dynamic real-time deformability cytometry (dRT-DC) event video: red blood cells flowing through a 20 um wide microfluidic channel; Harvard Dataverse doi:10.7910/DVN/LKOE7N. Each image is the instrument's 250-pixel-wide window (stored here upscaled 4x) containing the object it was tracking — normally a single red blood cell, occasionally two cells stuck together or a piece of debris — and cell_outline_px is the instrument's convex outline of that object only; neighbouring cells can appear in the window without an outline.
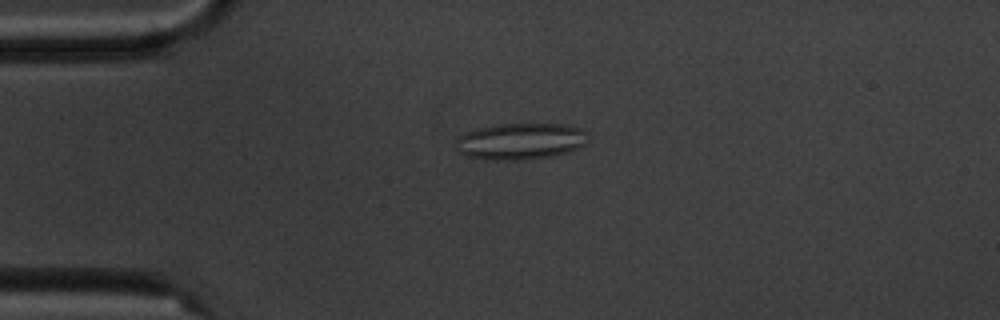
{"species": "common noctule bat (a hibernating species)", "species_latin": "Nyctalus noctula", "temperature_condition": "cold", "stored_images_in_passage": 2, "camera_frame_rate_fps": 3000, "um_per_image_px": 0.085, "animal": {"sex": "male", "body_mass_g": 20.1, "forearm_length_mm": 53.5}, "frame": {"image": 1, "passage_image": 1, "time_ms": 0.0, "image_size_px": [1000, 320], "cell_outline_px": [[588, 140], [584, 144], [576, 148], [564, 152], [548, 156], [520, 160], [484, 160], [468, 156], [460, 152], [456, 148], [456, 140], [460, 136], [476, 128], [500, 124], [564, 124], [580, 128], [584, 132]], "centroid_in_image_um": [44.19, 12.01], "position_along_channel_um": 40.8, "area_um2": 27.74}}